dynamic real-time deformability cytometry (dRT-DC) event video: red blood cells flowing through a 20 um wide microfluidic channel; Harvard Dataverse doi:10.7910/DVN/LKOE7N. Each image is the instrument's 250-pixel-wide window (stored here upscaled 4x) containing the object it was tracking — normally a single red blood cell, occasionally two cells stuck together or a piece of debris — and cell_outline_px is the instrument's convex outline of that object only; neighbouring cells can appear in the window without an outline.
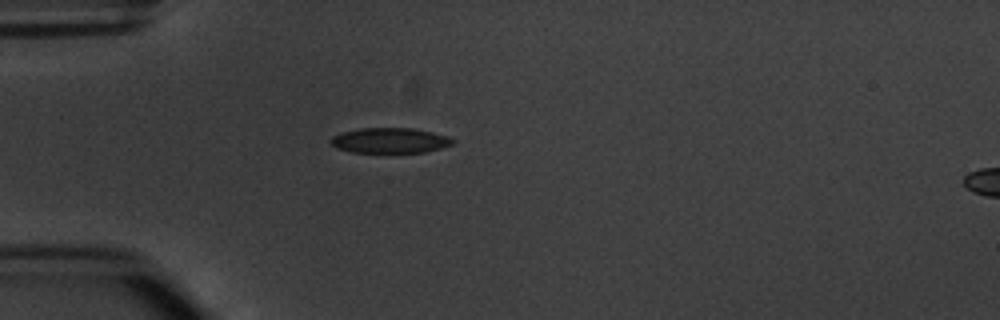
{"species": "common noctule bat (a hibernating species)", "species_latin": "Nyctalus noctula", "temperature_condition": "warm", "stored_images_in_passage": 2, "segment_of_instrument_passage": [1, 2], "camera_frame_rate_fps": 3000, "um_per_image_px": 0.085, "animal": {"sex": "male", "body_mass_g": 20.1, "forearm_length_mm": 53.5}, "frame": {"image": 1, "passage_image": 1, "time_ms": 0.0, "image_size_px": [1000, 320], "cell_outline_px": [[456, 140], [452, 144], [440, 148], [424, 152], [352, 152], [336, 148], [328, 140], [332, 136], [340, 132], [360, 128], [412, 128], [432, 132], [448, 136]], "centroid_in_image_um": [33.11, 11.93], "position_along_channel_um": 51.9, "area_um2": 17.98}}